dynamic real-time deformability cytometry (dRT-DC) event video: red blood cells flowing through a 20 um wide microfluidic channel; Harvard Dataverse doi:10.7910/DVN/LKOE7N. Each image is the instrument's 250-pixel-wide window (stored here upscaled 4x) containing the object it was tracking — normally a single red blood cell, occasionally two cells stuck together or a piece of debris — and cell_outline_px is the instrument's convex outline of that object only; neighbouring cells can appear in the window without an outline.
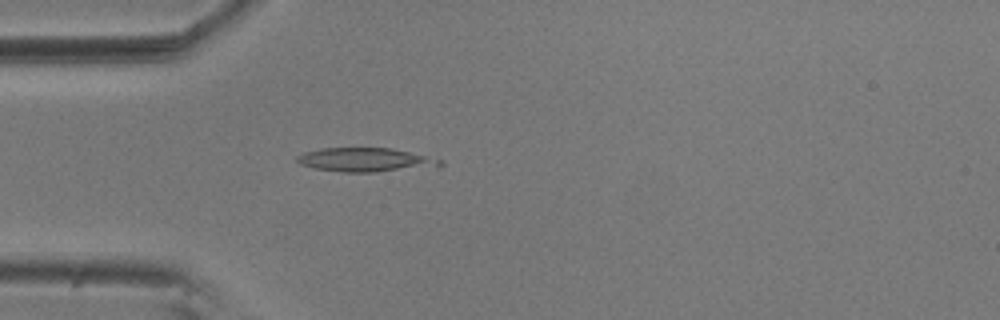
{"species": "common noctule bat (a hibernating species)", "species_latin": "Nyctalus noctula", "temperature_condition": "room temperature", "stored_images_in_passage": 18, "camera_frame_rate_fps": 3000, "um_per_image_px": 0.085, "animal": {"sex": "male", "body_mass_g": 20.5, "forearm_length_mm": 52.5}, "frame": {"image": 1, "passage_image": 15, "time_ms": 4.667, "image_size_px": [1000, 320], "cell_outline_px": [[444, 164], [376, 172], [344, 172], [316, 168], [300, 164], [296, 160], [296, 156], [304, 152], [320, 148], [392, 148], [444, 160]], "centroid_in_image_um": [30.98, 13.57], "position_along_channel_um": 54.0, "area_um2": 19.48}}